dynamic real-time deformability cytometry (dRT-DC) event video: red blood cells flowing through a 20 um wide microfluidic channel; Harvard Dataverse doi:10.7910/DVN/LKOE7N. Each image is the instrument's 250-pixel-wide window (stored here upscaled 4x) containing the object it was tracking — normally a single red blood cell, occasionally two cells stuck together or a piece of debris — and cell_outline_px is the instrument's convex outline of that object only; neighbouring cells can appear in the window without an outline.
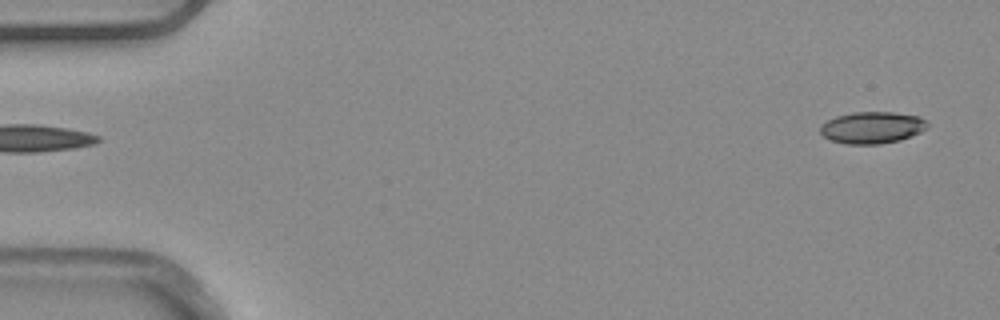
{"species": "common noctule bat (a hibernating species)", "species_latin": "Nyctalus noctula", "temperature_condition": "warm", "stored_images_in_passage": 47, "camera_frame_rate_fps": 3000, "um_per_image_px": 0.085, "animal": {"sex": "male", "body_mass_g": 20.4}, "frame": {"image": 1, "passage_image": 1, "time_ms": 0.0, "image_size_px": [1000, 320], "cell_outline_px": [[928, 128], [920, 132], [900, 140], [880, 144], [844, 144], [832, 140], [824, 136], [820, 132], [820, 124], [836, 116], [852, 112], [892, 112], [920, 116], [928, 124]], "centroid_in_image_um": [74.12, 10.84], "position_along_channel_um": 10.9, "area_um2": 19.88}}
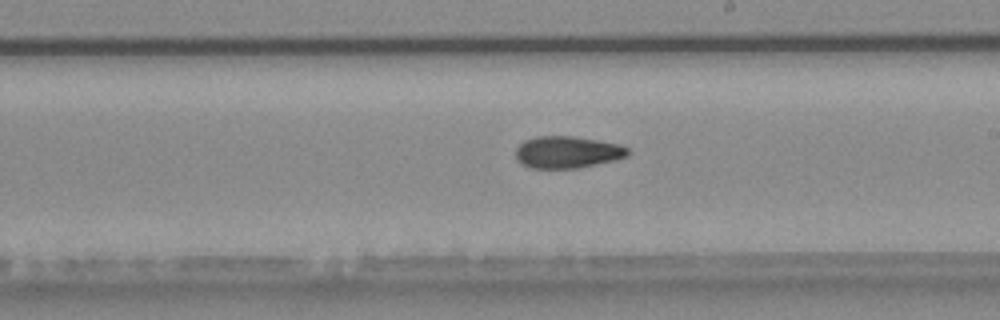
{"frame": {"image": 2, "passage_image": 29, "time_ms": 9.333, "image_size_px": [1000, 320], "cell_outline_px": [[628, 156], [580, 168], [532, 168], [516, 160], [516, 148], [524, 140], [536, 136], [572, 136], [620, 144], [628, 148]], "centroid_in_image_um": [48.2, 12.93], "position_along_channel_um": 240.8, "area_um2": 20.75}}
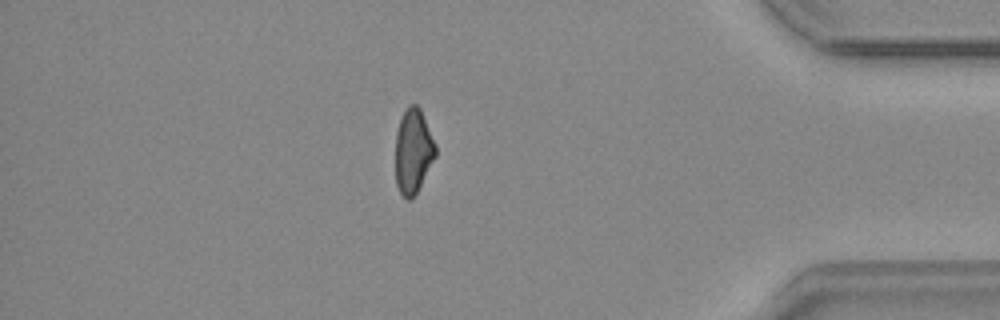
{"frame": {"image": 3, "passage_image": 44, "time_ms": 14.333, "image_size_px": [1000, 320], "cell_outline_px": [[436, 156], [416, 192], [408, 200], [400, 192], [396, 184], [396, 132], [400, 120], [408, 104], [416, 104], [420, 108], [436, 144]], "centroid_in_image_um": [35.12, 12.81], "position_along_channel_um": 400.1, "area_um2": 19.48}}